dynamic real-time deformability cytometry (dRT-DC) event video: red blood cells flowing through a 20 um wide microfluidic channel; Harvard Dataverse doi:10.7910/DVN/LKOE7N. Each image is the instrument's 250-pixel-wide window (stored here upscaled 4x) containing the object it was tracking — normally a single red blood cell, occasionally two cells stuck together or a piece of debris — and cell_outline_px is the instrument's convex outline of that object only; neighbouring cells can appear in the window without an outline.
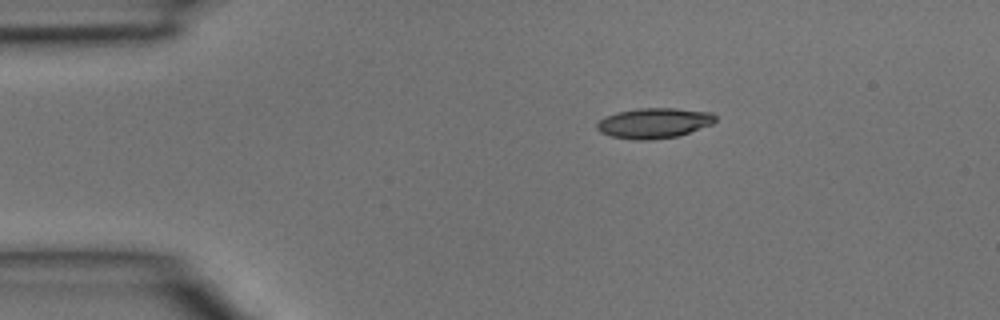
{"species": "common noctule bat (a hibernating species)", "species_latin": "Nyctalus noctula", "temperature_condition": "room temperature", "stored_images_in_passage": 3, "camera_frame_rate_fps": 3000, "um_per_image_px": 0.085, "animal": {"sex": "male", "body_mass_g": 15.6}, "frame": {"image": 1, "passage_image": 1, "time_ms": 0.0, "image_size_px": [1000, 320], "cell_outline_px": [[716, 120], [712, 124], [680, 136], [652, 140], [632, 140], [612, 136], [600, 132], [596, 128], [596, 124], [604, 116], [616, 112], [640, 108], [676, 108], [712, 112], [716, 116]], "centroid_in_image_um": [55.6, 10.46], "position_along_channel_um": 29.4, "area_um2": 21.15}}
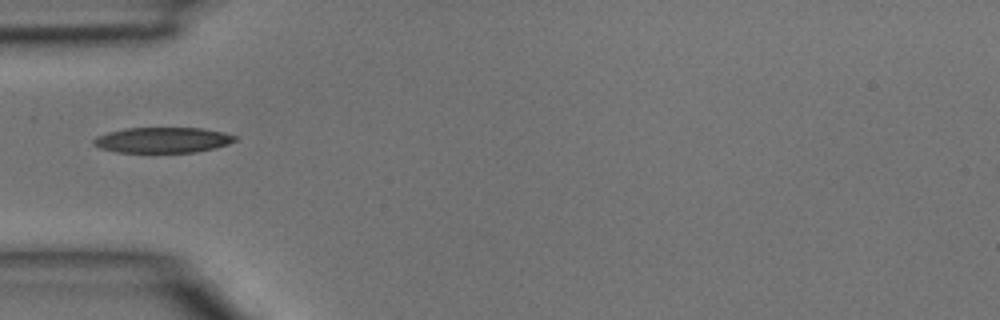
{"frame": {"image": 2, "passage_image": 3, "time_ms": 0.667, "image_size_px": [1000, 320], "cell_outline_px": [[236, 140], [228, 144], [216, 148], [196, 152], [116, 152], [100, 148], [92, 144], [92, 140], [96, 136], [108, 132], [124, 128], [200, 128], [224, 132], [236, 136]], "centroid_in_image_um": [13.8, 11.9], "position_along_channel_um": 71.2, "area_um2": 21.1}}